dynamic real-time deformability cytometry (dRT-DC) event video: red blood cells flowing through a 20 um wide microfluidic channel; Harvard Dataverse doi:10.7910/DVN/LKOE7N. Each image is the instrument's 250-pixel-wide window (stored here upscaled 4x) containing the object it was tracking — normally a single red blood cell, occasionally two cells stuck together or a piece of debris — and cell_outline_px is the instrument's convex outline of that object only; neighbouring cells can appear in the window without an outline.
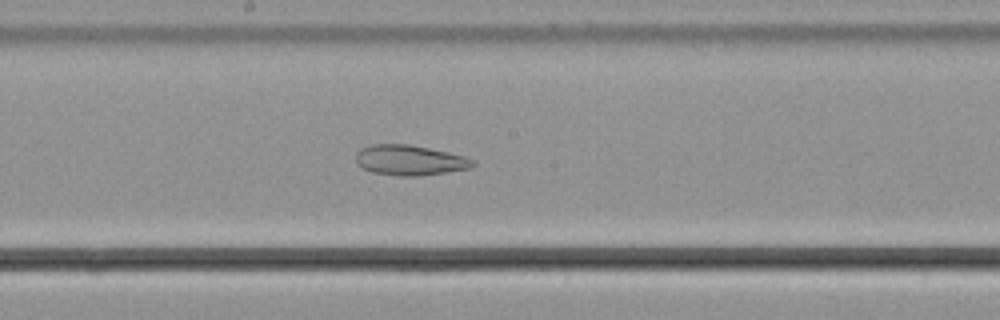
{"species": "common noctule bat (a hibernating species)", "species_latin": "Nyctalus noctula", "temperature_condition": "cold", "stored_images_in_passage": 37, "camera_frame_rate_fps": 3000, "um_per_image_px": 0.085, "animal": {"sex": "male", "body_mass_g": 21.5, "forearm_length_mm": 52.0}, "frame": {"image": 1, "passage_image": 31, "time_ms": 10.0, "image_size_px": [1000, 320], "cell_outline_px": [[476, 164], [472, 168], [448, 172], [420, 176], [396, 176], [372, 172], [356, 164], [356, 152], [360, 148], [372, 144], [408, 144], [428, 148], [464, 156], [472, 160]], "centroid_in_image_um": [34.81, 13.62], "position_along_channel_um": 213.4, "area_um2": 20.69}}